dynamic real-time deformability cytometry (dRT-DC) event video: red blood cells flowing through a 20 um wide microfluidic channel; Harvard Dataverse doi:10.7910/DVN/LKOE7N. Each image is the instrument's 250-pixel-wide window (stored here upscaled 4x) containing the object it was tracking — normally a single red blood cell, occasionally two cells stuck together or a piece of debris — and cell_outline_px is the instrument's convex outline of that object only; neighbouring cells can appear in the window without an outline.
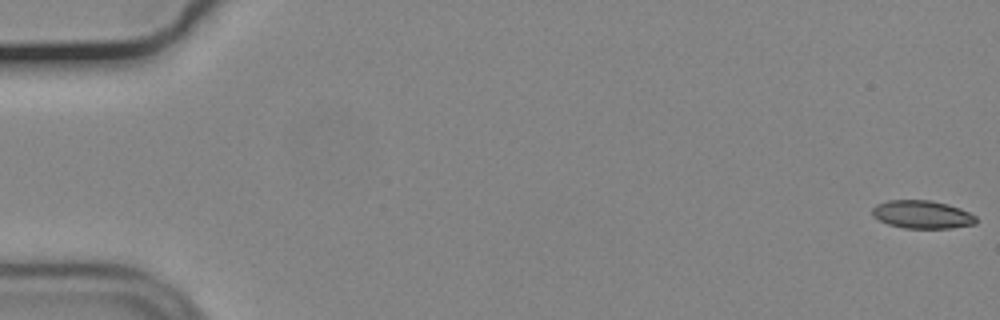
{"species": "common noctule bat (a hibernating species)", "species_latin": "Nyctalus noctula", "temperature_condition": "cold", "stored_images_in_passage": 27, "camera_frame_rate_fps": 3000, "um_per_image_px": 0.085, "animal": {"sex": "male", "body_mass_g": 19.2, "forearm_length_mm": 51.8}, "frame": {"image": 1, "passage_image": 1, "time_ms": 0.0, "image_size_px": [1000, 320], "cell_outline_px": [[976, 224], [952, 228], [904, 228], [888, 224], [872, 216], [872, 208], [876, 204], [888, 200], [932, 200], [948, 204], [960, 208], [976, 216]], "centroid_in_image_um": [78.38, 18.23], "position_along_channel_um": 6.6, "area_um2": 17.05}}
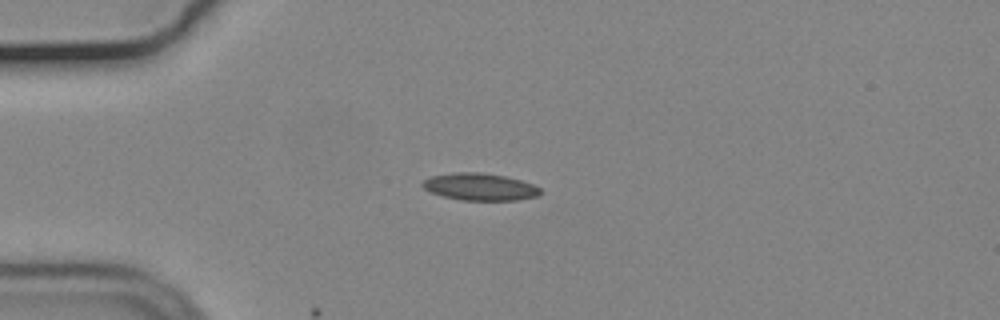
{"frame": {"image": 2, "passage_image": 15, "time_ms": 4.667, "image_size_px": [1000, 320], "cell_outline_px": [[540, 192], [536, 196], [516, 200], [460, 200], [444, 196], [432, 192], [424, 188], [420, 184], [424, 180], [432, 176], [456, 172], [480, 172], [504, 176], [520, 180], [532, 184], [540, 188]], "centroid_in_image_um": [40.77, 15.87], "position_along_channel_um": 44.2, "area_um2": 18.38}}
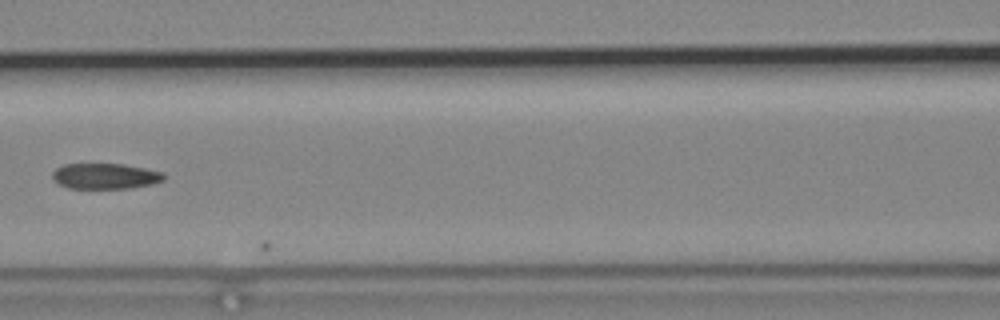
{"frame": {"image": 3, "passage_image": 26, "time_ms": 8.333, "image_size_px": [1000, 320], "cell_outline_px": [[168, 176], [164, 180], [152, 184], [128, 188], [68, 188], [60, 184], [52, 176], [52, 172], [56, 168], [64, 164], [124, 164], [164, 172]], "centroid_in_image_um": [8.99, 14.96], "position_along_channel_um": 157.6, "area_um2": 16.65}}